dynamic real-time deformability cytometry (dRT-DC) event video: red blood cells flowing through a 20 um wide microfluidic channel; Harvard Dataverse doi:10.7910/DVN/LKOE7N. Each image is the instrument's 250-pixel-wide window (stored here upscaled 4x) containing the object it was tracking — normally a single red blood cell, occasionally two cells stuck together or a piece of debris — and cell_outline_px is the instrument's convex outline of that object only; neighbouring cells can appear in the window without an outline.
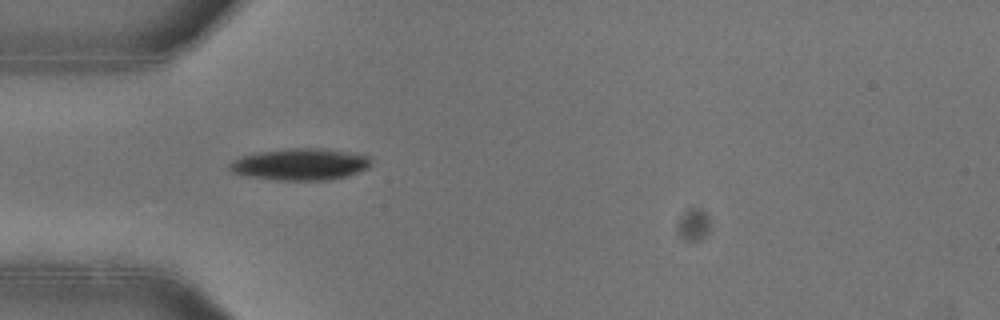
{"species": "common noctule bat (a hibernating species)", "species_latin": "Nyctalus noctula", "temperature_condition": "warm", "stored_images_in_passage": 52, "camera_frame_rate_fps": 3000, "um_per_image_px": 0.085, "animal": {"sex": "female"}, "frame": {"image": 1, "passage_image": 16, "time_ms": 5.0, "image_size_px": [1000, 320], "cell_outline_px": [[372, 164], [368, 168], [344, 176], [328, 180], [276, 180], [252, 176], [232, 172], [228, 168], [228, 164], [232, 160], [256, 152], [288, 148], [324, 148], [372, 156]], "centroid_in_image_um": [25.55, 13.95], "position_along_channel_um": 59.5, "area_um2": 26.13}}
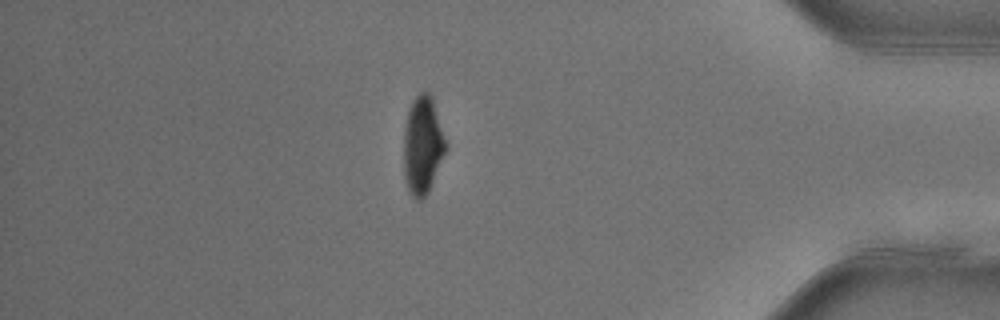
{"frame": {"image": 2, "passage_image": 45, "time_ms": 14.667, "image_size_px": [1000, 320], "cell_outline_px": [[448, 144], [428, 192], [420, 200], [416, 200], [412, 196], [408, 188], [404, 176], [404, 132], [408, 108], [412, 100], [420, 92], [428, 92], [432, 96]], "centroid_in_image_um": [35.93, 12.3], "position_along_channel_um": 399.3, "area_um2": 23.99}}
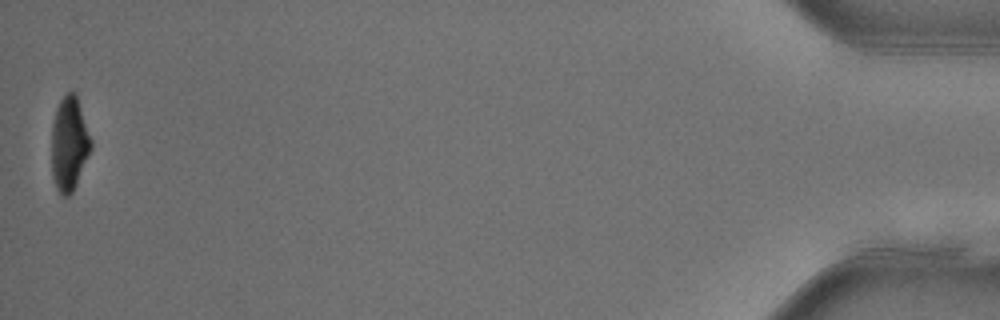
{"frame": {"image": 3, "passage_image": 52, "time_ms": 17.0, "image_size_px": [1000, 320], "cell_outline_px": [[92, 148], [76, 184], [72, 192], [68, 196], [60, 196], [56, 188], [52, 176], [52, 124], [56, 108], [60, 100], [68, 92], [76, 92], [92, 140]], "centroid_in_image_um": [5.89, 12.22], "position_along_channel_um": 429.3, "area_um2": 21.73}, "authors_computed_cell_mechanics": {"area_um2": 24.1604, "velocity_mm_per_s": 3.9513, "shape_relaxation_time_tau1_ms": 2.8807, "shape_relaxation_time_tau2_ms": 8.2978, "deformation_change_tau1": 0.1581, "deformation_change_tau2": 0.1128}}